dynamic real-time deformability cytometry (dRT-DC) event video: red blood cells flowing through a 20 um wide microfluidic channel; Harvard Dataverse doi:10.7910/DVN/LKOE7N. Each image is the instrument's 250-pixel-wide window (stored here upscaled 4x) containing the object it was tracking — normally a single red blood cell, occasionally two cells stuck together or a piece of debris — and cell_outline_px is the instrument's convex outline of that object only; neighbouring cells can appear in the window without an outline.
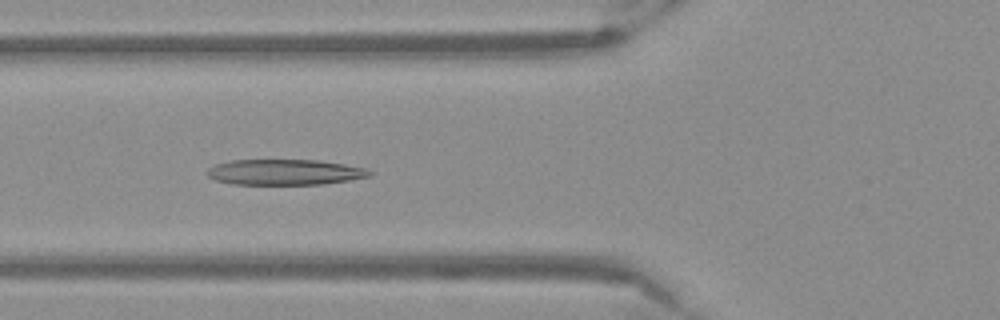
{"species": "Egyptian fruit bat (a non-hibernating species)", "species_latin": "Rousettus aegyptiacus", "temperature_condition": "warm", "stored_images_in_passage": 53, "camera_frame_rate_fps": 3000, "um_per_image_px": 0.085, "frame": {"image": 1, "passage_image": 20, "time_ms": 6.333, "image_size_px": [1000, 320], "cell_outline_px": [[372, 176], [324, 184], [232, 184], [216, 180], [208, 176], [204, 172], [208, 168], [216, 164], [232, 160], [320, 160], [368, 168], [372, 172]], "centroid_in_image_um": [24.22, 14.63], "position_along_channel_um": 101.6, "area_um2": 24.33}}
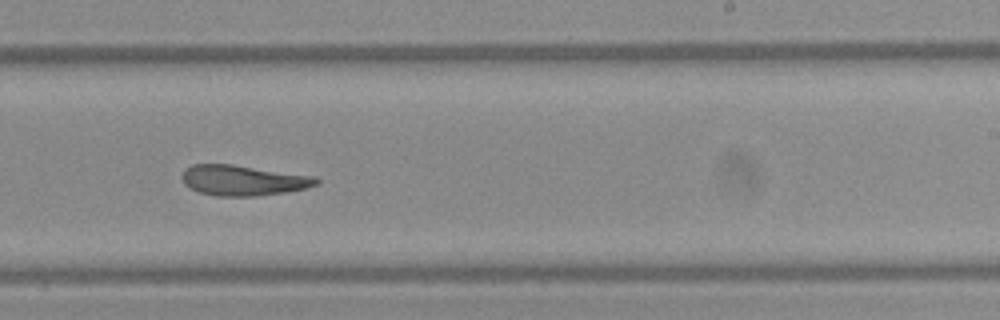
{"frame": {"image": 2, "passage_image": 33, "time_ms": 10.667, "image_size_px": [1000, 320], "cell_outline_px": [[320, 184], [304, 188], [284, 192], [256, 196], [216, 196], [200, 192], [184, 184], [180, 176], [184, 168], [192, 164], [232, 164], [316, 176], [320, 180]], "centroid_in_image_um": [20.66, 15.31], "position_along_channel_um": 268.3, "area_um2": 23.93}}
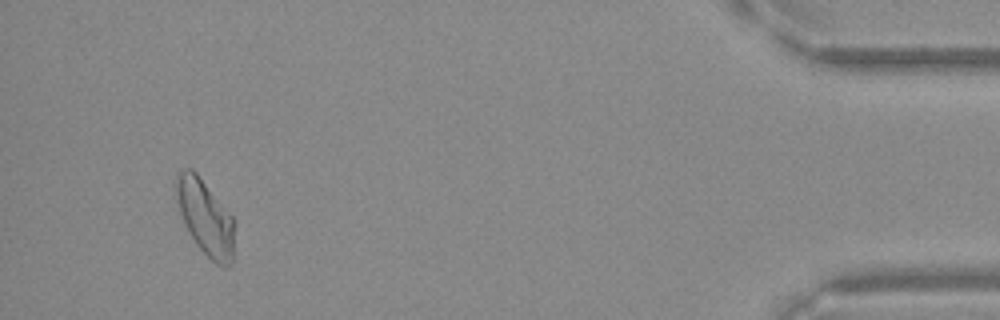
{"frame": {"image": 3, "passage_image": 50, "time_ms": 16.333, "image_size_px": [1000, 320], "cell_outline_px": [[236, 224], [232, 264], [228, 268], [224, 268], [216, 264], [196, 244], [184, 224], [176, 200], [172, 180], [176, 172], [188, 168], [192, 168], [196, 172], [232, 216]], "centroid_in_image_um": [17.44, 18.46], "position_along_channel_um": 417.8, "area_um2": 26.18}}